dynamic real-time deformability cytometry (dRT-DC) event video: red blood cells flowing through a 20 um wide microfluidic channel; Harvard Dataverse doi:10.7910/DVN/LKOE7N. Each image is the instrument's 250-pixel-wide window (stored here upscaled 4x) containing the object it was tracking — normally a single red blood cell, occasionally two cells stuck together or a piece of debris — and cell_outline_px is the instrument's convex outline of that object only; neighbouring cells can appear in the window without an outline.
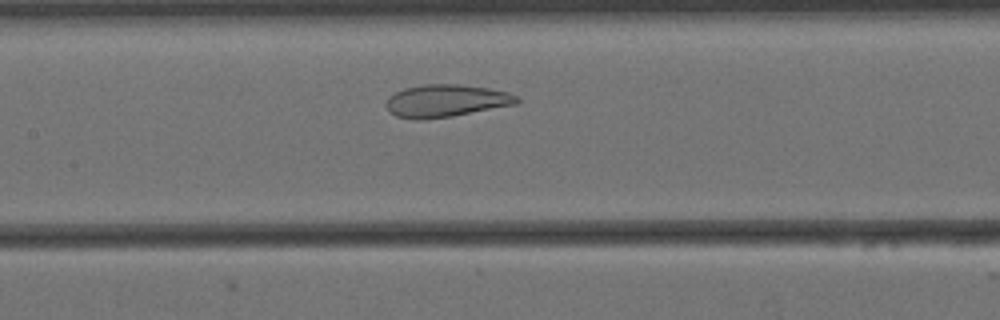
{"species": "Egyptian fruit bat (a non-hibernating species)", "species_latin": "Rousettus aegyptiacus", "temperature_condition": "cold", "stored_images_in_passage": 33, "camera_frame_rate_fps": 3000, "um_per_image_px": 0.085, "animal": {"sex": "female"}, "frame": {"image": 1, "passage_image": 14, "time_ms": 4.333, "image_size_px": [1000, 320], "cell_outline_px": [[520, 100], [516, 104], [452, 116], [424, 120], [416, 120], [396, 116], [388, 112], [384, 104], [388, 96], [404, 88], [424, 84], [460, 84], [488, 88], [508, 92], [516, 96]], "centroid_in_image_um": [37.85, 8.57], "position_along_channel_um": 169.6, "area_um2": 24.91}}
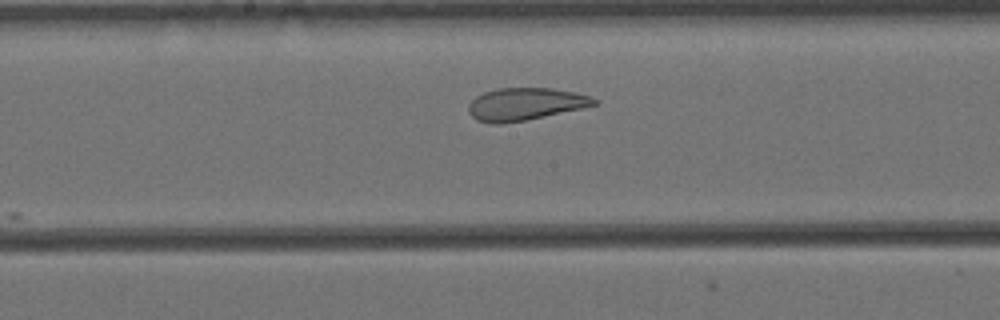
{"frame": {"image": 2, "passage_image": 17, "time_ms": 5.333, "image_size_px": [1000, 320], "cell_outline_px": [[600, 100], [596, 104], [580, 108], [524, 120], [504, 124], [492, 124], [476, 120], [468, 112], [468, 104], [476, 96], [484, 92], [500, 88], [552, 88], [592, 96]], "centroid_in_image_um": [44.6, 8.84], "position_along_channel_um": 203.6, "area_um2": 23.58}}
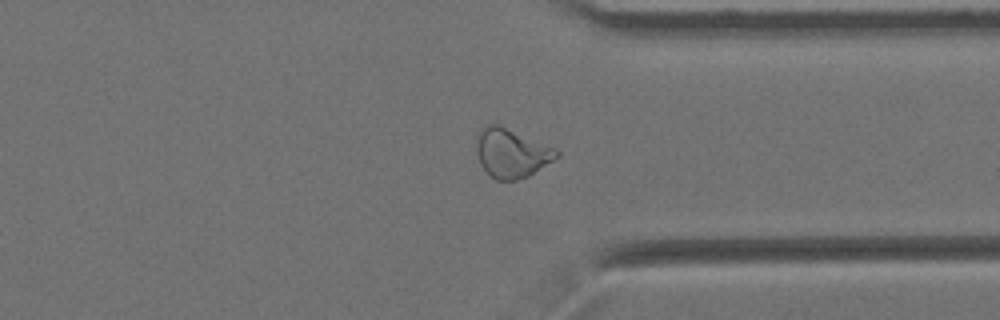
{"frame": {"image": 3, "passage_image": 25, "time_ms": 8.0, "image_size_px": [1000, 320], "cell_outline_px": [[560, 156], [528, 176], [516, 180], [496, 180], [480, 164], [476, 152], [476, 136], [488, 124], [500, 124], [556, 148], [560, 152]], "centroid_in_image_um": [43.49, 13.0], "position_along_channel_um": 367.9, "area_um2": 22.89}}